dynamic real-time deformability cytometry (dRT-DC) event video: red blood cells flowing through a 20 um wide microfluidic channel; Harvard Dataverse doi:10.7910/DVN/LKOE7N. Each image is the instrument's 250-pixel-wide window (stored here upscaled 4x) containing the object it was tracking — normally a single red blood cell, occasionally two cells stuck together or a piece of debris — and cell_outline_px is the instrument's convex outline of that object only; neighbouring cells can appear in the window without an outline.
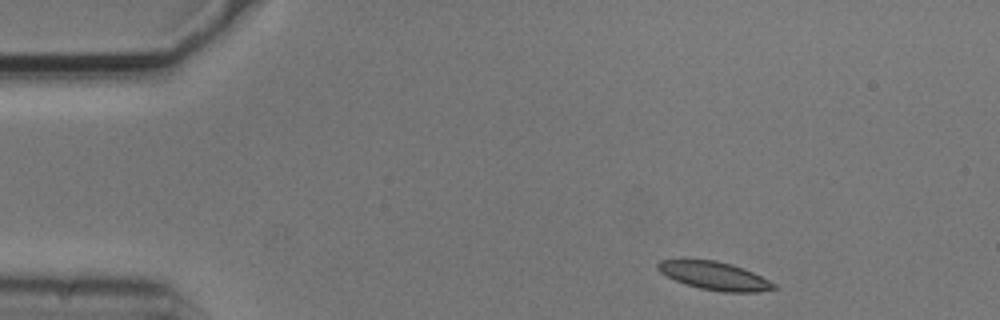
{"species": "common noctule bat (a hibernating species)", "species_latin": "Nyctalus noctula", "temperature_condition": "cold", "stored_images_in_passage": 4, "camera_frame_rate_fps": 3000, "um_per_image_px": 0.085, "animal": {"sex": "male", "body_mass_g": 20.5, "forearm_length_mm": 52.5}, "frame": {"image": 1, "passage_image": 1, "time_ms": 0.0, "image_size_px": [1000, 320], "cell_outline_px": [[780, 288], [756, 292], [724, 292], [700, 288], [684, 284], [660, 272], [656, 268], [656, 264], [660, 260], [680, 256], [684, 256], [716, 260], [732, 264], [744, 268], [776, 284]], "centroid_in_image_um": [60.64, 23.38], "position_along_channel_um": 24.4, "area_um2": 19.83}}